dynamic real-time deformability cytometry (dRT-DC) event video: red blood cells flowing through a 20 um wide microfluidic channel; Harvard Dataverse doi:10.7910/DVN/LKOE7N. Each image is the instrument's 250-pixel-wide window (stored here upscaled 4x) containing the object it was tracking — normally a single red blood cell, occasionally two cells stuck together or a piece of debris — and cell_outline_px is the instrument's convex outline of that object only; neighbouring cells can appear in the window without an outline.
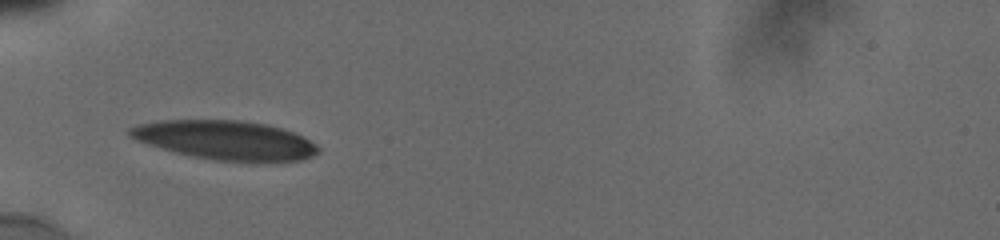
{"species": "human", "species_latin": "Homo sapiens", "temperature_condition": "cold", "stored_images_in_passage": 33, "camera_frame_rate_fps": 3000, "um_per_image_px": 0.085, "donor": {"sex": "male"}, "frame": {"image": 1, "passage_image": 1, "time_ms": 0.0, "image_size_px": [1000, 240], "cell_outline_px": [[320, 152], [312, 156], [300, 160], [260, 164], [216, 160], [192, 156], [176, 152], [148, 144], [136, 140], [128, 136], [128, 128], [136, 124], [156, 120], [244, 120], [268, 124], [292, 132], [316, 144], [320, 148]], "centroid_in_image_um": [19.18, 11.93], "position_along_channel_um": 65.8, "area_um2": 43.64}}
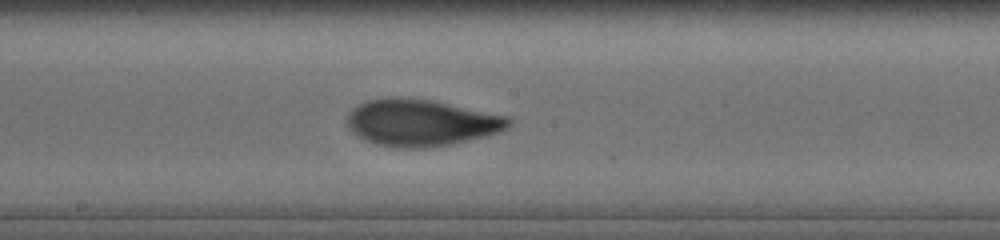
{"frame": {"image": 2, "passage_image": 17, "time_ms": 4.0, "image_size_px": [1000, 240], "cell_outline_px": [[512, 124], [508, 128], [500, 132], [488, 136], [452, 144], [424, 148], [396, 148], [376, 144], [360, 136], [348, 128], [348, 112], [352, 108], [368, 100], [388, 96], [396, 96], [436, 100], [508, 116], [512, 120]], "centroid_in_image_um": [35.85, 10.41], "position_along_channel_um": 212.3, "area_um2": 44.56}}
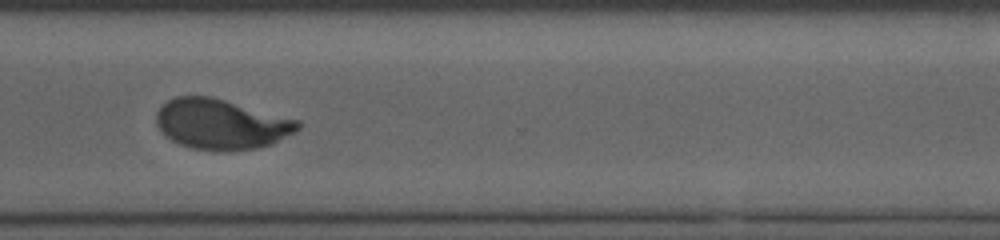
{"frame": {"image": 3, "passage_image": 32, "time_ms": 7.667, "image_size_px": [1000, 240], "cell_outline_px": [[300, 128], [268, 144], [256, 148], [224, 152], [220, 152], [192, 148], [180, 144], [172, 140], [156, 124], [156, 112], [168, 100], [176, 96], [212, 96], [300, 120]], "centroid_in_image_um": [18.78, 10.54], "position_along_channel_um": 351.8, "area_um2": 41.15}}